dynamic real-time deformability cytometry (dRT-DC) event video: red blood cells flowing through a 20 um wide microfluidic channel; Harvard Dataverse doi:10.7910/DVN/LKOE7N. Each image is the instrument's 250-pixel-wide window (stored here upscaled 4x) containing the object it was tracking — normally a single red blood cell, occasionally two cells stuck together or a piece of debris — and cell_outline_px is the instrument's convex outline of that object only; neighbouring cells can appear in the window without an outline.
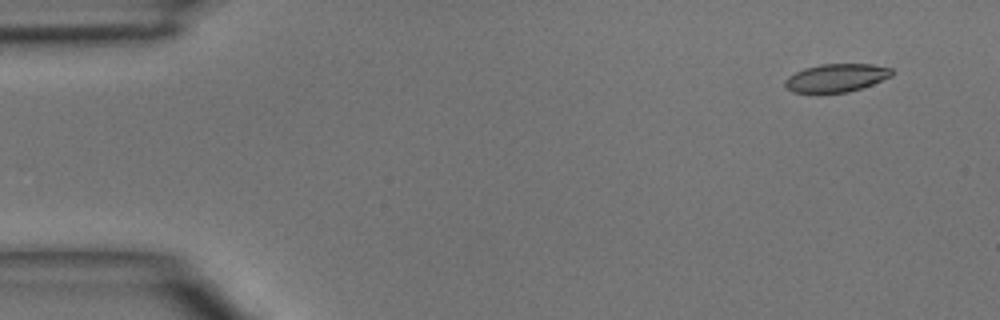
{"species": "common noctule bat (a hibernating species)", "species_latin": "Nyctalus noctula", "temperature_condition": "room temperature", "stored_images_in_passage": 4, "camera_frame_rate_fps": 3000, "um_per_image_px": 0.085, "animal": {"sex": "male", "body_mass_g": 15.6}, "frame": {"image": 1, "passage_image": 1, "time_ms": 0.0, "image_size_px": [1000, 320], "cell_outline_px": [[892, 76], [872, 84], [848, 92], [792, 92], [784, 84], [784, 80], [788, 76], [804, 68], [820, 64], [872, 64], [892, 68]], "centroid_in_image_um": [71.08, 6.6], "position_along_channel_um": 13.9, "area_um2": 17.34}}
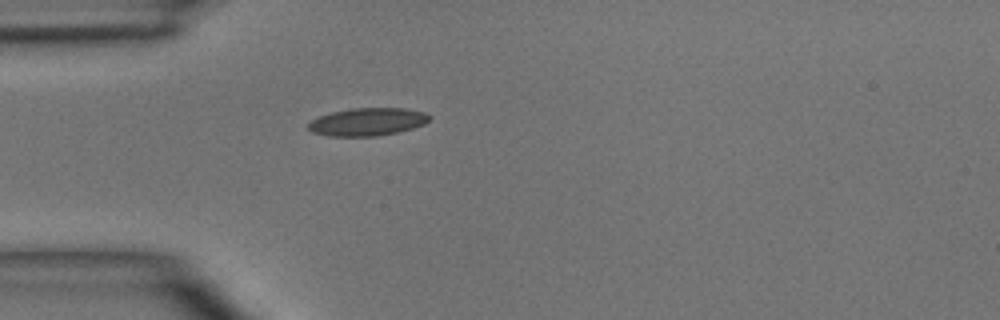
{"frame": {"image": 2, "passage_image": 4, "time_ms": 3.333, "image_size_px": [1000, 320], "cell_outline_px": [[432, 116], [424, 124], [412, 128], [396, 132], [376, 136], [328, 136], [312, 132], [308, 128], [308, 124], [312, 120], [320, 116], [332, 112], [352, 108], [404, 108], [424, 112]], "centroid_in_image_um": [31.24, 10.35], "position_along_channel_um": 53.8, "area_um2": 19.48}}